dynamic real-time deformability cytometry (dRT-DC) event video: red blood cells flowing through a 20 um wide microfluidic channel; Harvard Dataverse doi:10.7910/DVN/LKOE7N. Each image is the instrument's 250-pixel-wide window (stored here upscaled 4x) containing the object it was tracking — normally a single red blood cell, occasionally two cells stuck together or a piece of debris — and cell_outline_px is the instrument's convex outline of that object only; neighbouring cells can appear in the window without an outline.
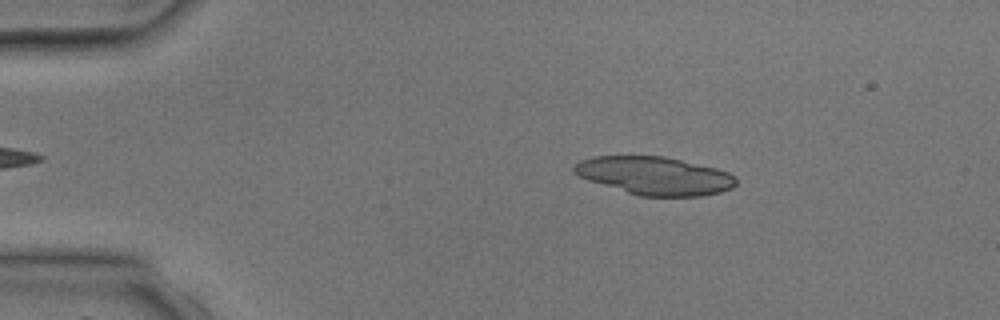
{"species": "common noctule bat (a hibernating species)", "species_latin": "Nyctalus noctula", "temperature_condition": "room temperature", "stored_images_in_passage": 2, "camera_frame_rate_fps": 3000, "um_per_image_px": 0.085, "animal": {"sex": "male", "body_mass_g": 17.9, "forearm_length_mm": 54.2}, "frame": {"image": 1, "passage_image": 1, "time_ms": 0.0, "image_size_px": [1000, 320], "cell_outline_px": [[736, 184], [732, 188], [720, 192], [700, 196], [640, 196], [588, 180], [572, 172], [572, 168], [580, 160], [592, 156], [664, 156], [716, 168], [728, 172], [736, 176]], "centroid_in_image_um": [55.65, 14.93], "position_along_channel_um": 29.4, "area_um2": 35.84}}